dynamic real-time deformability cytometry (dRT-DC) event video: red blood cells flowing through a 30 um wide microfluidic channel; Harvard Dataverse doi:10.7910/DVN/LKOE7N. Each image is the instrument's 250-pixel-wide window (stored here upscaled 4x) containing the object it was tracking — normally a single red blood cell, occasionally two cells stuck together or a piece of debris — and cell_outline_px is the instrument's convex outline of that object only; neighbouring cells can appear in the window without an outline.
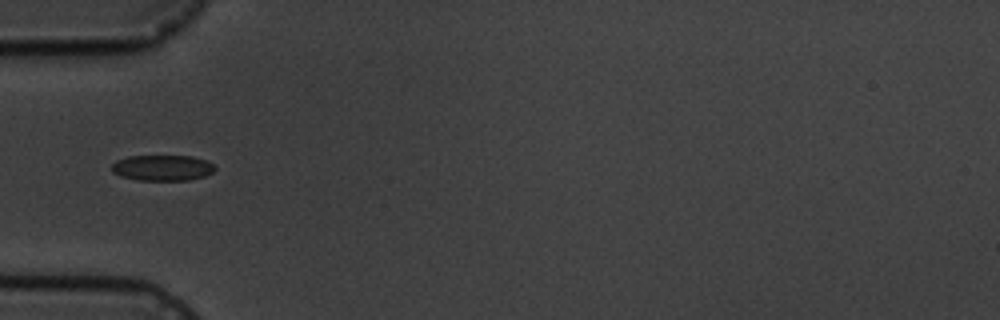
{"species": "common noctule bat (a hibernating species)", "species_latin": "Nyctalus noctula", "temperature_condition": "cold", "stored_images_in_passage": 10, "camera_frame_rate_fps": 3000, "um_per_image_px": 0.085, "animal": {"sex": "male", "body_mass_g": 19.5, "forearm_length_mm": 54.6}, "frame": {"image": 1, "passage_image": 6, "time_ms": 5.667, "image_size_px": [1000, 320], "cell_outline_px": [[216, 168], [212, 172], [204, 176], [188, 180], [136, 180], [120, 176], [112, 172], [112, 164], [116, 160], [128, 156], [192, 156], [204, 160], [212, 164]], "centroid_in_image_um": [13.76, 14.26], "position_along_channel_um": 71.2, "area_um2": 15.43}}
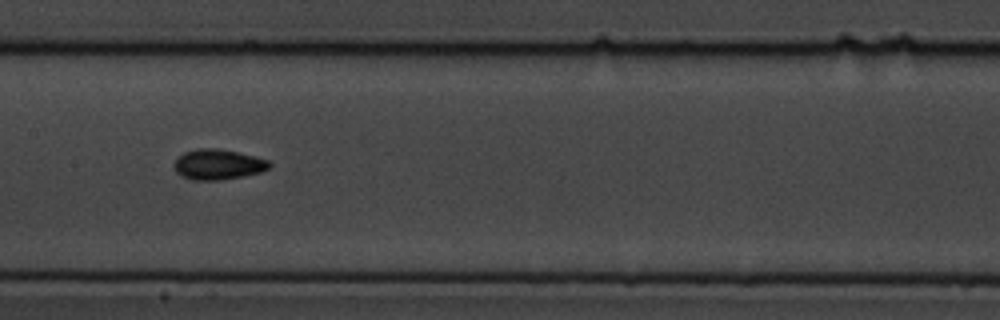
{"frame": {"image": 2, "passage_image": 9, "time_ms": 9.0, "image_size_px": [1000, 320], "cell_outline_px": [[272, 164], [268, 168], [260, 172], [244, 176], [220, 180], [192, 180], [180, 176], [176, 172], [172, 164], [176, 156], [184, 152], [196, 148], [216, 148], [236, 152], [268, 160]], "centroid_in_image_um": [18.45, 13.98], "position_along_channel_um": 188.9, "area_um2": 16.99}}
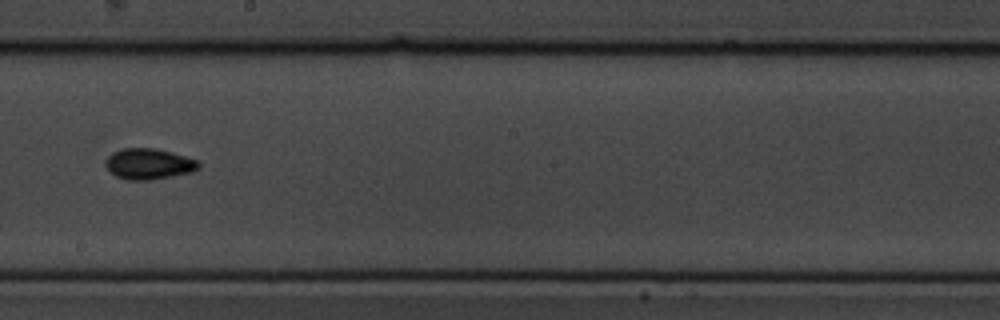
{"frame": {"image": 3, "passage_image": 10, "time_ms": 10.333, "image_size_px": [1000, 320], "cell_outline_px": [[200, 168], [192, 172], [152, 180], [128, 180], [116, 176], [104, 164], [104, 160], [112, 152], [120, 148], [156, 148], [172, 152], [200, 160]], "centroid_in_image_um": [12.67, 13.92], "position_along_channel_um": 235.5, "area_um2": 16.99}}